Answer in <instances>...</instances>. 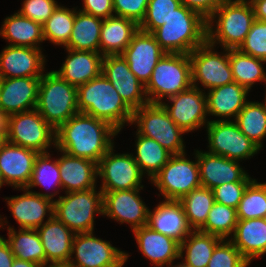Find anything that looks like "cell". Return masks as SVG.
Returning a JSON list of instances; mask_svg holds the SVG:
<instances>
[{
    "label": "cell",
    "mask_w": 266,
    "mask_h": 267,
    "mask_svg": "<svg viewBox=\"0 0 266 267\" xmlns=\"http://www.w3.org/2000/svg\"><path fill=\"white\" fill-rule=\"evenodd\" d=\"M256 20L266 21V0H249Z\"/></svg>",
    "instance_id": "cell-53"
},
{
    "label": "cell",
    "mask_w": 266,
    "mask_h": 267,
    "mask_svg": "<svg viewBox=\"0 0 266 267\" xmlns=\"http://www.w3.org/2000/svg\"><path fill=\"white\" fill-rule=\"evenodd\" d=\"M221 240L218 236L193 230L180 244L179 259L188 267H207L216 245Z\"/></svg>",
    "instance_id": "cell-35"
},
{
    "label": "cell",
    "mask_w": 266,
    "mask_h": 267,
    "mask_svg": "<svg viewBox=\"0 0 266 267\" xmlns=\"http://www.w3.org/2000/svg\"><path fill=\"white\" fill-rule=\"evenodd\" d=\"M250 183L251 182H230L221 184L212 189L214 201L237 209Z\"/></svg>",
    "instance_id": "cell-48"
},
{
    "label": "cell",
    "mask_w": 266,
    "mask_h": 267,
    "mask_svg": "<svg viewBox=\"0 0 266 267\" xmlns=\"http://www.w3.org/2000/svg\"><path fill=\"white\" fill-rule=\"evenodd\" d=\"M131 125L139 135L152 138L172 155L186 152V134L168 115L161 104L148 103L132 114Z\"/></svg>",
    "instance_id": "cell-8"
},
{
    "label": "cell",
    "mask_w": 266,
    "mask_h": 267,
    "mask_svg": "<svg viewBox=\"0 0 266 267\" xmlns=\"http://www.w3.org/2000/svg\"><path fill=\"white\" fill-rule=\"evenodd\" d=\"M215 48L206 41L189 54L192 86L203 91L234 82L229 61V49L223 48V51L219 52Z\"/></svg>",
    "instance_id": "cell-11"
},
{
    "label": "cell",
    "mask_w": 266,
    "mask_h": 267,
    "mask_svg": "<svg viewBox=\"0 0 266 267\" xmlns=\"http://www.w3.org/2000/svg\"><path fill=\"white\" fill-rule=\"evenodd\" d=\"M76 7L67 8L59 3L53 14L42 25L44 41L64 47L71 36Z\"/></svg>",
    "instance_id": "cell-40"
},
{
    "label": "cell",
    "mask_w": 266,
    "mask_h": 267,
    "mask_svg": "<svg viewBox=\"0 0 266 267\" xmlns=\"http://www.w3.org/2000/svg\"><path fill=\"white\" fill-rule=\"evenodd\" d=\"M4 227L8 232V238H4L9 243L15 258L46 267L44 247L36 229H14L13 226L8 225L7 217L2 218L0 215V230L5 229Z\"/></svg>",
    "instance_id": "cell-31"
},
{
    "label": "cell",
    "mask_w": 266,
    "mask_h": 267,
    "mask_svg": "<svg viewBox=\"0 0 266 267\" xmlns=\"http://www.w3.org/2000/svg\"><path fill=\"white\" fill-rule=\"evenodd\" d=\"M64 194L54 201L53 216L75 234L94 231L95 215L103 216V192L96 187Z\"/></svg>",
    "instance_id": "cell-7"
},
{
    "label": "cell",
    "mask_w": 266,
    "mask_h": 267,
    "mask_svg": "<svg viewBox=\"0 0 266 267\" xmlns=\"http://www.w3.org/2000/svg\"><path fill=\"white\" fill-rule=\"evenodd\" d=\"M200 181L203 187L213 189L230 182H252L255 178L241 166L240 162L197 149Z\"/></svg>",
    "instance_id": "cell-21"
},
{
    "label": "cell",
    "mask_w": 266,
    "mask_h": 267,
    "mask_svg": "<svg viewBox=\"0 0 266 267\" xmlns=\"http://www.w3.org/2000/svg\"><path fill=\"white\" fill-rule=\"evenodd\" d=\"M7 117L0 111V131H6Z\"/></svg>",
    "instance_id": "cell-55"
},
{
    "label": "cell",
    "mask_w": 266,
    "mask_h": 267,
    "mask_svg": "<svg viewBox=\"0 0 266 267\" xmlns=\"http://www.w3.org/2000/svg\"><path fill=\"white\" fill-rule=\"evenodd\" d=\"M147 226L153 231L175 239L180 244L193 231L182 203L176 200H162L153 210L150 208Z\"/></svg>",
    "instance_id": "cell-24"
},
{
    "label": "cell",
    "mask_w": 266,
    "mask_h": 267,
    "mask_svg": "<svg viewBox=\"0 0 266 267\" xmlns=\"http://www.w3.org/2000/svg\"><path fill=\"white\" fill-rule=\"evenodd\" d=\"M238 49L245 54L266 61V21L255 19Z\"/></svg>",
    "instance_id": "cell-46"
},
{
    "label": "cell",
    "mask_w": 266,
    "mask_h": 267,
    "mask_svg": "<svg viewBox=\"0 0 266 267\" xmlns=\"http://www.w3.org/2000/svg\"><path fill=\"white\" fill-rule=\"evenodd\" d=\"M187 8L199 12L207 19L220 5L227 0H180Z\"/></svg>",
    "instance_id": "cell-51"
},
{
    "label": "cell",
    "mask_w": 266,
    "mask_h": 267,
    "mask_svg": "<svg viewBox=\"0 0 266 267\" xmlns=\"http://www.w3.org/2000/svg\"><path fill=\"white\" fill-rule=\"evenodd\" d=\"M250 263L229 239H222L215 247L207 267H249Z\"/></svg>",
    "instance_id": "cell-45"
},
{
    "label": "cell",
    "mask_w": 266,
    "mask_h": 267,
    "mask_svg": "<svg viewBox=\"0 0 266 267\" xmlns=\"http://www.w3.org/2000/svg\"><path fill=\"white\" fill-rule=\"evenodd\" d=\"M208 152L242 162L256 156L262 149L241 132L234 120L210 119L205 126Z\"/></svg>",
    "instance_id": "cell-12"
},
{
    "label": "cell",
    "mask_w": 266,
    "mask_h": 267,
    "mask_svg": "<svg viewBox=\"0 0 266 267\" xmlns=\"http://www.w3.org/2000/svg\"><path fill=\"white\" fill-rule=\"evenodd\" d=\"M183 205L188 223L193 230H199L206 222L214 201L213 190L200 186L185 195Z\"/></svg>",
    "instance_id": "cell-41"
},
{
    "label": "cell",
    "mask_w": 266,
    "mask_h": 267,
    "mask_svg": "<svg viewBox=\"0 0 266 267\" xmlns=\"http://www.w3.org/2000/svg\"><path fill=\"white\" fill-rule=\"evenodd\" d=\"M39 153L8 141L0 150V170L3 184L26 188L31 180L34 162Z\"/></svg>",
    "instance_id": "cell-22"
},
{
    "label": "cell",
    "mask_w": 266,
    "mask_h": 267,
    "mask_svg": "<svg viewBox=\"0 0 266 267\" xmlns=\"http://www.w3.org/2000/svg\"><path fill=\"white\" fill-rule=\"evenodd\" d=\"M165 54L152 33L139 29L121 55L126 59L130 71L146 86L155 66Z\"/></svg>",
    "instance_id": "cell-18"
},
{
    "label": "cell",
    "mask_w": 266,
    "mask_h": 267,
    "mask_svg": "<svg viewBox=\"0 0 266 267\" xmlns=\"http://www.w3.org/2000/svg\"><path fill=\"white\" fill-rule=\"evenodd\" d=\"M182 5L180 0H149L146 14L139 29L153 33L157 28L165 24L178 7Z\"/></svg>",
    "instance_id": "cell-44"
},
{
    "label": "cell",
    "mask_w": 266,
    "mask_h": 267,
    "mask_svg": "<svg viewBox=\"0 0 266 267\" xmlns=\"http://www.w3.org/2000/svg\"><path fill=\"white\" fill-rule=\"evenodd\" d=\"M3 180H2V176H1V170H0V190H1V187L3 186Z\"/></svg>",
    "instance_id": "cell-58"
},
{
    "label": "cell",
    "mask_w": 266,
    "mask_h": 267,
    "mask_svg": "<svg viewBox=\"0 0 266 267\" xmlns=\"http://www.w3.org/2000/svg\"><path fill=\"white\" fill-rule=\"evenodd\" d=\"M6 141H7L6 131H0V150Z\"/></svg>",
    "instance_id": "cell-56"
},
{
    "label": "cell",
    "mask_w": 266,
    "mask_h": 267,
    "mask_svg": "<svg viewBox=\"0 0 266 267\" xmlns=\"http://www.w3.org/2000/svg\"><path fill=\"white\" fill-rule=\"evenodd\" d=\"M266 215V182L254 179L246 188L237 208L238 219L264 218Z\"/></svg>",
    "instance_id": "cell-43"
},
{
    "label": "cell",
    "mask_w": 266,
    "mask_h": 267,
    "mask_svg": "<svg viewBox=\"0 0 266 267\" xmlns=\"http://www.w3.org/2000/svg\"><path fill=\"white\" fill-rule=\"evenodd\" d=\"M247 96L249 91L235 81L208 90L206 93L208 116H214L218 121L235 120L248 101Z\"/></svg>",
    "instance_id": "cell-28"
},
{
    "label": "cell",
    "mask_w": 266,
    "mask_h": 267,
    "mask_svg": "<svg viewBox=\"0 0 266 267\" xmlns=\"http://www.w3.org/2000/svg\"><path fill=\"white\" fill-rule=\"evenodd\" d=\"M113 145L97 163L101 191H121L143 188L145 177L132 153H114ZM142 183V184H141Z\"/></svg>",
    "instance_id": "cell-14"
},
{
    "label": "cell",
    "mask_w": 266,
    "mask_h": 267,
    "mask_svg": "<svg viewBox=\"0 0 266 267\" xmlns=\"http://www.w3.org/2000/svg\"><path fill=\"white\" fill-rule=\"evenodd\" d=\"M102 21L103 19L83 13L76 7L73 30L63 48L100 53Z\"/></svg>",
    "instance_id": "cell-34"
},
{
    "label": "cell",
    "mask_w": 266,
    "mask_h": 267,
    "mask_svg": "<svg viewBox=\"0 0 266 267\" xmlns=\"http://www.w3.org/2000/svg\"><path fill=\"white\" fill-rule=\"evenodd\" d=\"M58 167L62 189L65 193L85 191L96 188L98 172L97 163L82 157H74L62 150H58Z\"/></svg>",
    "instance_id": "cell-26"
},
{
    "label": "cell",
    "mask_w": 266,
    "mask_h": 267,
    "mask_svg": "<svg viewBox=\"0 0 266 267\" xmlns=\"http://www.w3.org/2000/svg\"><path fill=\"white\" fill-rule=\"evenodd\" d=\"M76 233L68 267H124L130 254L94 235ZM75 254V255H74Z\"/></svg>",
    "instance_id": "cell-13"
},
{
    "label": "cell",
    "mask_w": 266,
    "mask_h": 267,
    "mask_svg": "<svg viewBox=\"0 0 266 267\" xmlns=\"http://www.w3.org/2000/svg\"><path fill=\"white\" fill-rule=\"evenodd\" d=\"M242 133L261 149L266 138V100L264 102L248 100L234 120Z\"/></svg>",
    "instance_id": "cell-39"
},
{
    "label": "cell",
    "mask_w": 266,
    "mask_h": 267,
    "mask_svg": "<svg viewBox=\"0 0 266 267\" xmlns=\"http://www.w3.org/2000/svg\"><path fill=\"white\" fill-rule=\"evenodd\" d=\"M67 56L60 69L54 70L71 85L78 87L102 73L103 55L92 51L65 48Z\"/></svg>",
    "instance_id": "cell-29"
},
{
    "label": "cell",
    "mask_w": 266,
    "mask_h": 267,
    "mask_svg": "<svg viewBox=\"0 0 266 267\" xmlns=\"http://www.w3.org/2000/svg\"><path fill=\"white\" fill-rule=\"evenodd\" d=\"M192 86L191 61L189 54L166 53L155 66L145 86L149 103L161 104Z\"/></svg>",
    "instance_id": "cell-6"
},
{
    "label": "cell",
    "mask_w": 266,
    "mask_h": 267,
    "mask_svg": "<svg viewBox=\"0 0 266 267\" xmlns=\"http://www.w3.org/2000/svg\"><path fill=\"white\" fill-rule=\"evenodd\" d=\"M12 267H45L40 264L15 258Z\"/></svg>",
    "instance_id": "cell-54"
},
{
    "label": "cell",
    "mask_w": 266,
    "mask_h": 267,
    "mask_svg": "<svg viewBox=\"0 0 266 267\" xmlns=\"http://www.w3.org/2000/svg\"><path fill=\"white\" fill-rule=\"evenodd\" d=\"M237 223L236 208L214 202L205 224L199 231L218 236L221 239H229L233 235Z\"/></svg>",
    "instance_id": "cell-42"
},
{
    "label": "cell",
    "mask_w": 266,
    "mask_h": 267,
    "mask_svg": "<svg viewBox=\"0 0 266 267\" xmlns=\"http://www.w3.org/2000/svg\"><path fill=\"white\" fill-rule=\"evenodd\" d=\"M254 20L249 0H227L207 18V42L221 49H238Z\"/></svg>",
    "instance_id": "cell-3"
},
{
    "label": "cell",
    "mask_w": 266,
    "mask_h": 267,
    "mask_svg": "<svg viewBox=\"0 0 266 267\" xmlns=\"http://www.w3.org/2000/svg\"><path fill=\"white\" fill-rule=\"evenodd\" d=\"M51 155L53 154H50V151L39 153L37 155L34 162L32 177L26 188L54 202L56 200L54 198L57 197L56 195H59V192L63 191V189L60 179V170L58 167V158L53 157L52 159ZM37 186L46 189L47 187H49L48 189L54 188L52 191H55L42 193L32 190Z\"/></svg>",
    "instance_id": "cell-37"
},
{
    "label": "cell",
    "mask_w": 266,
    "mask_h": 267,
    "mask_svg": "<svg viewBox=\"0 0 266 267\" xmlns=\"http://www.w3.org/2000/svg\"><path fill=\"white\" fill-rule=\"evenodd\" d=\"M149 0H113L115 16L135 21L138 25L145 17Z\"/></svg>",
    "instance_id": "cell-49"
},
{
    "label": "cell",
    "mask_w": 266,
    "mask_h": 267,
    "mask_svg": "<svg viewBox=\"0 0 266 267\" xmlns=\"http://www.w3.org/2000/svg\"><path fill=\"white\" fill-rule=\"evenodd\" d=\"M195 161L187 158L186 152L172 155L163 168L151 179V184L159 190L163 200L180 201L185 195L201 185L197 150Z\"/></svg>",
    "instance_id": "cell-9"
},
{
    "label": "cell",
    "mask_w": 266,
    "mask_h": 267,
    "mask_svg": "<svg viewBox=\"0 0 266 267\" xmlns=\"http://www.w3.org/2000/svg\"><path fill=\"white\" fill-rule=\"evenodd\" d=\"M118 134L108 122L79 112L56 129L55 150L98 163Z\"/></svg>",
    "instance_id": "cell-1"
},
{
    "label": "cell",
    "mask_w": 266,
    "mask_h": 267,
    "mask_svg": "<svg viewBox=\"0 0 266 267\" xmlns=\"http://www.w3.org/2000/svg\"><path fill=\"white\" fill-rule=\"evenodd\" d=\"M134 234L138 250L154 267H169L179 260L180 243L153 231L147 225L136 228Z\"/></svg>",
    "instance_id": "cell-25"
},
{
    "label": "cell",
    "mask_w": 266,
    "mask_h": 267,
    "mask_svg": "<svg viewBox=\"0 0 266 267\" xmlns=\"http://www.w3.org/2000/svg\"><path fill=\"white\" fill-rule=\"evenodd\" d=\"M207 19L184 4L152 34L166 53L190 54L207 41Z\"/></svg>",
    "instance_id": "cell-4"
},
{
    "label": "cell",
    "mask_w": 266,
    "mask_h": 267,
    "mask_svg": "<svg viewBox=\"0 0 266 267\" xmlns=\"http://www.w3.org/2000/svg\"><path fill=\"white\" fill-rule=\"evenodd\" d=\"M77 107L80 113L104 120L119 132L131 124L134 112L102 73L77 87Z\"/></svg>",
    "instance_id": "cell-2"
},
{
    "label": "cell",
    "mask_w": 266,
    "mask_h": 267,
    "mask_svg": "<svg viewBox=\"0 0 266 267\" xmlns=\"http://www.w3.org/2000/svg\"><path fill=\"white\" fill-rule=\"evenodd\" d=\"M229 61L234 81L245 87L249 92L256 82L262 83L266 61L241 52L239 49H229Z\"/></svg>",
    "instance_id": "cell-38"
},
{
    "label": "cell",
    "mask_w": 266,
    "mask_h": 267,
    "mask_svg": "<svg viewBox=\"0 0 266 267\" xmlns=\"http://www.w3.org/2000/svg\"><path fill=\"white\" fill-rule=\"evenodd\" d=\"M16 190H22L24 193L4 199L11 216L19 224V229H37L53 217L54 202L52 200L27 188H16Z\"/></svg>",
    "instance_id": "cell-20"
},
{
    "label": "cell",
    "mask_w": 266,
    "mask_h": 267,
    "mask_svg": "<svg viewBox=\"0 0 266 267\" xmlns=\"http://www.w3.org/2000/svg\"><path fill=\"white\" fill-rule=\"evenodd\" d=\"M169 267H188V266H186V265H184L182 262H178V263H176V264H172L171 266H169Z\"/></svg>",
    "instance_id": "cell-57"
},
{
    "label": "cell",
    "mask_w": 266,
    "mask_h": 267,
    "mask_svg": "<svg viewBox=\"0 0 266 267\" xmlns=\"http://www.w3.org/2000/svg\"><path fill=\"white\" fill-rule=\"evenodd\" d=\"M102 74L133 111L149 103L145 86L130 71L126 59L121 54L103 57Z\"/></svg>",
    "instance_id": "cell-17"
},
{
    "label": "cell",
    "mask_w": 266,
    "mask_h": 267,
    "mask_svg": "<svg viewBox=\"0 0 266 267\" xmlns=\"http://www.w3.org/2000/svg\"><path fill=\"white\" fill-rule=\"evenodd\" d=\"M41 78L18 77L0 79V111L7 117L34 110Z\"/></svg>",
    "instance_id": "cell-23"
},
{
    "label": "cell",
    "mask_w": 266,
    "mask_h": 267,
    "mask_svg": "<svg viewBox=\"0 0 266 267\" xmlns=\"http://www.w3.org/2000/svg\"><path fill=\"white\" fill-rule=\"evenodd\" d=\"M14 259L9 243L0 235V267H12Z\"/></svg>",
    "instance_id": "cell-52"
},
{
    "label": "cell",
    "mask_w": 266,
    "mask_h": 267,
    "mask_svg": "<svg viewBox=\"0 0 266 267\" xmlns=\"http://www.w3.org/2000/svg\"><path fill=\"white\" fill-rule=\"evenodd\" d=\"M47 267H68V266L51 265V266H47Z\"/></svg>",
    "instance_id": "cell-60"
},
{
    "label": "cell",
    "mask_w": 266,
    "mask_h": 267,
    "mask_svg": "<svg viewBox=\"0 0 266 267\" xmlns=\"http://www.w3.org/2000/svg\"><path fill=\"white\" fill-rule=\"evenodd\" d=\"M143 188L103 192V216L130 225L132 231L147 225L149 207L140 196Z\"/></svg>",
    "instance_id": "cell-16"
},
{
    "label": "cell",
    "mask_w": 266,
    "mask_h": 267,
    "mask_svg": "<svg viewBox=\"0 0 266 267\" xmlns=\"http://www.w3.org/2000/svg\"><path fill=\"white\" fill-rule=\"evenodd\" d=\"M165 101L161 105L169 117L187 134L205 127L210 121V118H207L206 92L200 88L191 86Z\"/></svg>",
    "instance_id": "cell-15"
},
{
    "label": "cell",
    "mask_w": 266,
    "mask_h": 267,
    "mask_svg": "<svg viewBox=\"0 0 266 267\" xmlns=\"http://www.w3.org/2000/svg\"><path fill=\"white\" fill-rule=\"evenodd\" d=\"M229 240L251 264L266 254V222L264 218L238 219Z\"/></svg>",
    "instance_id": "cell-30"
},
{
    "label": "cell",
    "mask_w": 266,
    "mask_h": 267,
    "mask_svg": "<svg viewBox=\"0 0 266 267\" xmlns=\"http://www.w3.org/2000/svg\"><path fill=\"white\" fill-rule=\"evenodd\" d=\"M35 109L56 130L79 113L77 87L65 81L54 70L45 72L40 79Z\"/></svg>",
    "instance_id": "cell-5"
},
{
    "label": "cell",
    "mask_w": 266,
    "mask_h": 267,
    "mask_svg": "<svg viewBox=\"0 0 266 267\" xmlns=\"http://www.w3.org/2000/svg\"><path fill=\"white\" fill-rule=\"evenodd\" d=\"M0 36L9 42L8 45L43 49L42 25L26 18L18 11L4 19Z\"/></svg>",
    "instance_id": "cell-32"
},
{
    "label": "cell",
    "mask_w": 266,
    "mask_h": 267,
    "mask_svg": "<svg viewBox=\"0 0 266 267\" xmlns=\"http://www.w3.org/2000/svg\"><path fill=\"white\" fill-rule=\"evenodd\" d=\"M134 160L147 179H151L163 168L172 154L152 138L135 132Z\"/></svg>",
    "instance_id": "cell-36"
},
{
    "label": "cell",
    "mask_w": 266,
    "mask_h": 267,
    "mask_svg": "<svg viewBox=\"0 0 266 267\" xmlns=\"http://www.w3.org/2000/svg\"><path fill=\"white\" fill-rule=\"evenodd\" d=\"M263 82H265V84H266V72H265V75H264V80H263ZM265 100H266V90H265Z\"/></svg>",
    "instance_id": "cell-59"
},
{
    "label": "cell",
    "mask_w": 266,
    "mask_h": 267,
    "mask_svg": "<svg viewBox=\"0 0 266 267\" xmlns=\"http://www.w3.org/2000/svg\"><path fill=\"white\" fill-rule=\"evenodd\" d=\"M36 230L44 247L46 267L66 266L71 257L75 233L54 216Z\"/></svg>",
    "instance_id": "cell-27"
},
{
    "label": "cell",
    "mask_w": 266,
    "mask_h": 267,
    "mask_svg": "<svg viewBox=\"0 0 266 267\" xmlns=\"http://www.w3.org/2000/svg\"><path fill=\"white\" fill-rule=\"evenodd\" d=\"M138 30L139 25L128 18L114 15L103 19L100 34V53L103 56L122 54Z\"/></svg>",
    "instance_id": "cell-33"
},
{
    "label": "cell",
    "mask_w": 266,
    "mask_h": 267,
    "mask_svg": "<svg viewBox=\"0 0 266 267\" xmlns=\"http://www.w3.org/2000/svg\"><path fill=\"white\" fill-rule=\"evenodd\" d=\"M56 130L34 109L7 116V141L37 151L49 152L55 148Z\"/></svg>",
    "instance_id": "cell-10"
},
{
    "label": "cell",
    "mask_w": 266,
    "mask_h": 267,
    "mask_svg": "<svg viewBox=\"0 0 266 267\" xmlns=\"http://www.w3.org/2000/svg\"><path fill=\"white\" fill-rule=\"evenodd\" d=\"M82 9L78 10L93 15L95 17L106 19L114 16L113 0H83Z\"/></svg>",
    "instance_id": "cell-50"
},
{
    "label": "cell",
    "mask_w": 266,
    "mask_h": 267,
    "mask_svg": "<svg viewBox=\"0 0 266 267\" xmlns=\"http://www.w3.org/2000/svg\"><path fill=\"white\" fill-rule=\"evenodd\" d=\"M46 57L42 49L6 45L0 52V79L41 78L47 71Z\"/></svg>",
    "instance_id": "cell-19"
},
{
    "label": "cell",
    "mask_w": 266,
    "mask_h": 267,
    "mask_svg": "<svg viewBox=\"0 0 266 267\" xmlns=\"http://www.w3.org/2000/svg\"><path fill=\"white\" fill-rule=\"evenodd\" d=\"M58 5L56 0H24L21 4L22 8L17 11L26 18L43 25Z\"/></svg>",
    "instance_id": "cell-47"
}]
</instances>
